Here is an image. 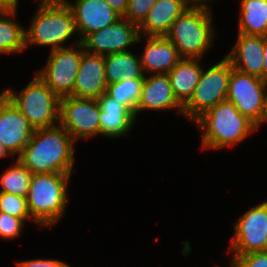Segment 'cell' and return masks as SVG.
Instances as JSON below:
<instances>
[{"instance_id":"cell-14","label":"cell","mask_w":267,"mask_h":267,"mask_svg":"<svg viewBox=\"0 0 267 267\" xmlns=\"http://www.w3.org/2000/svg\"><path fill=\"white\" fill-rule=\"evenodd\" d=\"M71 8L81 42L87 35L114 24L121 16L105 0H64Z\"/></svg>"},{"instance_id":"cell-28","label":"cell","mask_w":267,"mask_h":267,"mask_svg":"<svg viewBox=\"0 0 267 267\" xmlns=\"http://www.w3.org/2000/svg\"><path fill=\"white\" fill-rule=\"evenodd\" d=\"M156 1L157 0H129L128 8L123 18L139 26Z\"/></svg>"},{"instance_id":"cell-31","label":"cell","mask_w":267,"mask_h":267,"mask_svg":"<svg viewBox=\"0 0 267 267\" xmlns=\"http://www.w3.org/2000/svg\"><path fill=\"white\" fill-rule=\"evenodd\" d=\"M17 267H71L61 260L34 259L17 262Z\"/></svg>"},{"instance_id":"cell-7","label":"cell","mask_w":267,"mask_h":267,"mask_svg":"<svg viewBox=\"0 0 267 267\" xmlns=\"http://www.w3.org/2000/svg\"><path fill=\"white\" fill-rule=\"evenodd\" d=\"M232 69L226 57L206 70L203 68L191 98L183 105V116L194 122L204 112L226 100Z\"/></svg>"},{"instance_id":"cell-26","label":"cell","mask_w":267,"mask_h":267,"mask_svg":"<svg viewBox=\"0 0 267 267\" xmlns=\"http://www.w3.org/2000/svg\"><path fill=\"white\" fill-rule=\"evenodd\" d=\"M32 173L18 160L0 176V192L27 197Z\"/></svg>"},{"instance_id":"cell-4","label":"cell","mask_w":267,"mask_h":267,"mask_svg":"<svg viewBox=\"0 0 267 267\" xmlns=\"http://www.w3.org/2000/svg\"><path fill=\"white\" fill-rule=\"evenodd\" d=\"M32 17L25 30L26 48L30 44L50 46L51 50L67 47L64 42L77 33L73 12L64 0H40Z\"/></svg>"},{"instance_id":"cell-1","label":"cell","mask_w":267,"mask_h":267,"mask_svg":"<svg viewBox=\"0 0 267 267\" xmlns=\"http://www.w3.org/2000/svg\"><path fill=\"white\" fill-rule=\"evenodd\" d=\"M74 138L60 125L35 129L17 158L32 174H72Z\"/></svg>"},{"instance_id":"cell-15","label":"cell","mask_w":267,"mask_h":267,"mask_svg":"<svg viewBox=\"0 0 267 267\" xmlns=\"http://www.w3.org/2000/svg\"><path fill=\"white\" fill-rule=\"evenodd\" d=\"M104 55L92 54L84 50L75 78L72 96L77 98L98 99L106 93Z\"/></svg>"},{"instance_id":"cell-5","label":"cell","mask_w":267,"mask_h":267,"mask_svg":"<svg viewBox=\"0 0 267 267\" xmlns=\"http://www.w3.org/2000/svg\"><path fill=\"white\" fill-rule=\"evenodd\" d=\"M211 10L186 9L172 24L166 37L174 44L182 58L204 57L214 44V26Z\"/></svg>"},{"instance_id":"cell-21","label":"cell","mask_w":267,"mask_h":267,"mask_svg":"<svg viewBox=\"0 0 267 267\" xmlns=\"http://www.w3.org/2000/svg\"><path fill=\"white\" fill-rule=\"evenodd\" d=\"M200 60L197 58H182L168 73L176 99L184 105L192 96L202 72Z\"/></svg>"},{"instance_id":"cell-12","label":"cell","mask_w":267,"mask_h":267,"mask_svg":"<svg viewBox=\"0 0 267 267\" xmlns=\"http://www.w3.org/2000/svg\"><path fill=\"white\" fill-rule=\"evenodd\" d=\"M138 26L121 17L114 24L87 35L81 44L85 51L108 55L128 51V47L142 41Z\"/></svg>"},{"instance_id":"cell-34","label":"cell","mask_w":267,"mask_h":267,"mask_svg":"<svg viewBox=\"0 0 267 267\" xmlns=\"http://www.w3.org/2000/svg\"><path fill=\"white\" fill-rule=\"evenodd\" d=\"M188 8H200L211 10L208 2L211 0H181Z\"/></svg>"},{"instance_id":"cell-17","label":"cell","mask_w":267,"mask_h":267,"mask_svg":"<svg viewBox=\"0 0 267 267\" xmlns=\"http://www.w3.org/2000/svg\"><path fill=\"white\" fill-rule=\"evenodd\" d=\"M146 39L139 57L144 74H168L182 59L177 48L166 36H146Z\"/></svg>"},{"instance_id":"cell-3","label":"cell","mask_w":267,"mask_h":267,"mask_svg":"<svg viewBox=\"0 0 267 267\" xmlns=\"http://www.w3.org/2000/svg\"><path fill=\"white\" fill-rule=\"evenodd\" d=\"M70 177L62 173L32 175L27 203L33 222L40 227H54L64 216Z\"/></svg>"},{"instance_id":"cell-18","label":"cell","mask_w":267,"mask_h":267,"mask_svg":"<svg viewBox=\"0 0 267 267\" xmlns=\"http://www.w3.org/2000/svg\"><path fill=\"white\" fill-rule=\"evenodd\" d=\"M225 56L233 68L260 77L263 72V36L238 33L234 47Z\"/></svg>"},{"instance_id":"cell-30","label":"cell","mask_w":267,"mask_h":267,"mask_svg":"<svg viewBox=\"0 0 267 267\" xmlns=\"http://www.w3.org/2000/svg\"><path fill=\"white\" fill-rule=\"evenodd\" d=\"M230 267H267V251L232 255Z\"/></svg>"},{"instance_id":"cell-9","label":"cell","mask_w":267,"mask_h":267,"mask_svg":"<svg viewBox=\"0 0 267 267\" xmlns=\"http://www.w3.org/2000/svg\"><path fill=\"white\" fill-rule=\"evenodd\" d=\"M266 82L260 77L232 69L226 100L259 129L262 124Z\"/></svg>"},{"instance_id":"cell-25","label":"cell","mask_w":267,"mask_h":267,"mask_svg":"<svg viewBox=\"0 0 267 267\" xmlns=\"http://www.w3.org/2000/svg\"><path fill=\"white\" fill-rule=\"evenodd\" d=\"M143 82L144 79H121L107 85L106 94L127 107L136 119V108L141 98Z\"/></svg>"},{"instance_id":"cell-23","label":"cell","mask_w":267,"mask_h":267,"mask_svg":"<svg viewBox=\"0 0 267 267\" xmlns=\"http://www.w3.org/2000/svg\"><path fill=\"white\" fill-rule=\"evenodd\" d=\"M238 33L267 36V0H240Z\"/></svg>"},{"instance_id":"cell-24","label":"cell","mask_w":267,"mask_h":267,"mask_svg":"<svg viewBox=\"0 0 267 267\" xmlns=\"http://www.w3.org/2000/svg\"><path fill=\"white\" fill-rule=\"evenodd\" d=\"M16 13L0 12V54H15L26 49V29L13 19Z\"/></svg>"},{"instance_id":"cell-2","label":"cell","mask_w":267,"mask_h":267,"mask_svg":"<svg viewBox=\"0 0 267 267\" xmlns=\"http://www.w3.org/2000/svg\"><path fill=\"white\" fill-rule=\"evenodd\" d=\"M194 122L200 128L203 149L217 150L232 147L258 129L228 100L219 102Z\"/></svg>"},{"instance_id":"cell-16","label":"cell","mask_w":267,"mask_h":267,"mask_svg":"<svg viewBox=\"0 0 267 267\" xmlns=\"http://www.w3.org/2000/svg\"><path fill=\"white\" fill-rule=\"evenodd\" d=\"M144 77L141 98L136 108V117L144 110L177 109L183 116V105L176 99L168 74H152Z\"/></svg>"},{"instance_id":"cell-10","label":"cell","mask_w":267,"mask_h":267,"mask_svg":"<svg viewBox=\"0 0 267 267\" xmlns=\"http://www.w3.org/2000/svg\"><path fill=\"white\" fill-rule=\"evenodd\" d=\"M100 114L97 99L65 96L60 100L59 124L76 142L100 134Z\"/></svg>"},{"instance_id":"cell-6","label":"cell","mask_w":267,"mask_h":267,"mask_svg":"<svg viewBox=\"0 0 267 267\" xmlns=\"http://www.w3.org/2000/svg\"><path fill=\"white\" fill-rule=\"evenodd\" d=\"M17 95L7 89V98L29 120L34 129L54 127L60 120V100L38 75Z\"/></svg>"},{"instance_id":"cell-22","label":"cell","mask_w":267,"mask_h":267,"mask_svg":"<svg viewBox=\"0 0 267 267\" xmlns=\"http://www.w3.org/2000/svg\"><path fill=\"white\" fill-rule=\"evenodd\" d=\"M104 64L107 85L121 79H144L146 75L143 72L140 58L129 50L105 55Z\"/></svg>"},{"instance_id":"cell-11","label":"cell","mask_w":267,"mask_h":267,"mask_svg":"<svg viewBox=\"0 0 267 267\" xmlns=\"http://www.w3.org/2000/svg\"><path fill=\"white\" fill-rule=\"evenodd\" d=\"M235 233L229 246V254L246 255L267 251V201L246 211L234 223Z\"/></svg>"},{"instance_id":"cell-33","label":"cell","mask_w":267,"mask_h":267,"mask_svg":"<svg viewBox=\"0 0 267 267\" xmlns=\"http://www.w3.org/2000/svg\"><path fill=\"white\" fill-rule=\"evenodd\" d=\"M19 0H0V12H16L18 11Z\"/></svg>"},{"instance_id":"cell-8","label":"cell","mask_w":267,"mask_h":267,"mask_svg":"<svg viewBox=\"0 0 267 267\" xmlns=\"http://www.w3.org/2000/svg\"><path fill=\"white\" fill-rule=\"evenodd\" d=\"M69 47V48H68ZM50 51L48 61L37 75L60 98L72 96L75 78L82 58V44Z\"/></svg>"},{"instance_id":"cell-37","label":"cell","mask_w":267,"mask_h":267,"mask_svg":"<svg viewBox=\"0 0 267 267\" xmlns=\"http://www.w3.org/2000/svg\"><path fill=\"white\" fill-rule=\"evenodd\" d=\"M7 156H12L0 142V158H5Z\"/></svg>"},{"instance_id":"cell-35","label":"cell","mask_w":267,"mask_h":267,"mask_svg":"<svg viewBox=\"0 0 267 267\" xmlns=\"http://www.w3.org/2000/svg\"><path fill=\"white\" fill-rule=\"evenodd\" d=\"M263 53H264L263 56L264 65H263V72L260 78L267 83V36L263 37Z\"/></svg>"},{"instance_id":"cell-19","label":"cell","mask_w":267,"mask_h":267,"mask_svg":"<svg viewBox=\"0 0 267 267\" xmlns=\"http://www.w3.org/2000/svg\"><path fill=\"white\" fill-rule=\"evenodd\" d=\"M97 100L101 107L100 134L110 138L126 135L135 124L134 114L106 93Z\"/></svg>"},{"instance_id":"cell-20","label":"cell","mask_w":267,"mask_h":267,"mask_svg":"<svg viewBox=\"0 0 267 267\" xmlns=\"http://www.w3.org/2000/svg\"><path fill=\"white\" fill-rule=\"evenodd\" d=\"M188 7L181 0H157L138 26L141 36H166L173 22Z\"/></svg>"},{"instance_id":"cell-38","label":"cell","mask_w":267,"mask_h":267,"mask_svg":"<svg viewBox=\"0 0 267 267\" xmlns=\"http://www.w3.org/2000/svg\"><path fill=\"white\" fill-rule=\"evenodd\" d=\"M7 98V89L0 93V105Z\"/></svg>"},{"instance_id":"cell-27","label":"cell","mask_w":267,"mask_h":267,"mask_svg":"<svg viewBox=\"0 0 267 267\" xmlns=\"http://www.w3.org/2000/svg\"><path fill=\"white\" fill-rule=\"evenodd\" d=\"M0 212L21 218L24 221H33L28 209L27 197L0 192Z\"/></svg>"},{"instance_id":"cell-36","label":"cell","mask_w":267,"mask_h":267,"mask_svg":"<svg viewBox=\"0 0 267 267\" xmlns=\"http://www.w3.org/2000/svg\"><path fill=\"white\" fill-rule=\"evenodd\" d=\"M267 123V83L265 89V100H264V109L262 113V123Z\"/></svg>"},{"instance_id":"cell-32","label":"cell","mask_w":267,"mask_h":267,"mask_svg":"<svg viewBox=\"0 0 267 267\" xmlns=\"http://www.w3.org/2000/svg\"><path fill=\"white\" fill-rule=\"evenodd\" d=\"M111 8L123 17L128 8L129 0H105Z\"/></svg>"},{"instance_id":"cell-29","label":"cell","mask_w":267,"mask_h":267,"mask_svg":"<svg viewBox=\"0 0 267 267\" xmlns=\"http://www.w3.org/2000/svg\"><path fill=\"white\" fill-rule=\"evenodd\" d=\"M25 223L21 218L0 212V237L4 240L17 238L22 233Z\"/></svg>"},{"instance_id":"cell-13","label":"cell","mask_w":267,"mask_h":267,"mask_svg":"<svg viewBox=\"0 0 267 267\" xmlns=\"http://www.w3.org/2000/svg\"><path fill=\"white\" fill-rule=\"evenodd\" d=\"M34 131L29 120L6 98L0 105V142L12 157L21 155Z\"/></svg>"}]
</instances>
